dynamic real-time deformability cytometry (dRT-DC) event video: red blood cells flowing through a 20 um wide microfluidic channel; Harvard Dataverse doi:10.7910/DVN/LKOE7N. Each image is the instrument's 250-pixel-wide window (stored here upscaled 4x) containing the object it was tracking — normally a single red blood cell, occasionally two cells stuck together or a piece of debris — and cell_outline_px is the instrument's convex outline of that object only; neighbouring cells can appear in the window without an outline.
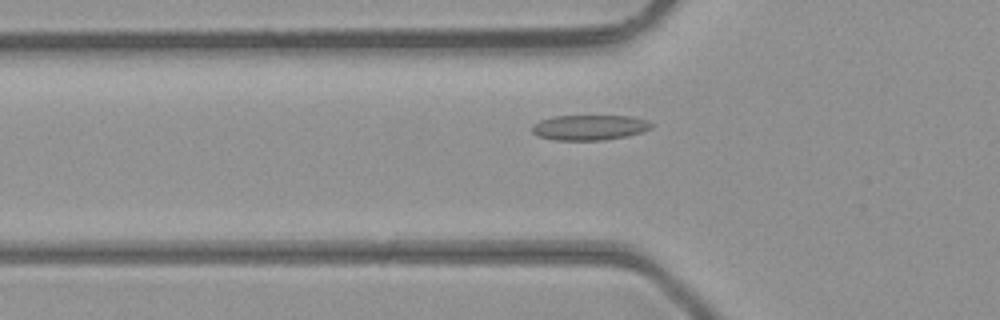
{"species": "common noctule bat (a hibernating species)", "species_latin": "Nyctalus noctula", "temperature_condition": "room temperature", "stored_images_in_passage": 42, "camera_frame_rate_fps": 3000, "um_per_image_px": 0.085, "animal": {"sex": "male", "body_mass_g": 23.1, "forearm_length_mm": 52.7}, "frame": {"image": 1, "passage_image": 11, "time_ms": 3.333, "image_size_px": [1000, 320], "cell_outline_px": [[652, 128], [628, 136], [604, 140], [556, 140], [536, 136], [532, 132], [532, 124], [540, 120], [552, 116], [632, 116], [648, 120], [652, 124]], "centroid_in_image_um": [50.09, 10.83], "position_along_channel_um": 75.7, "area_um2": 17.69}}
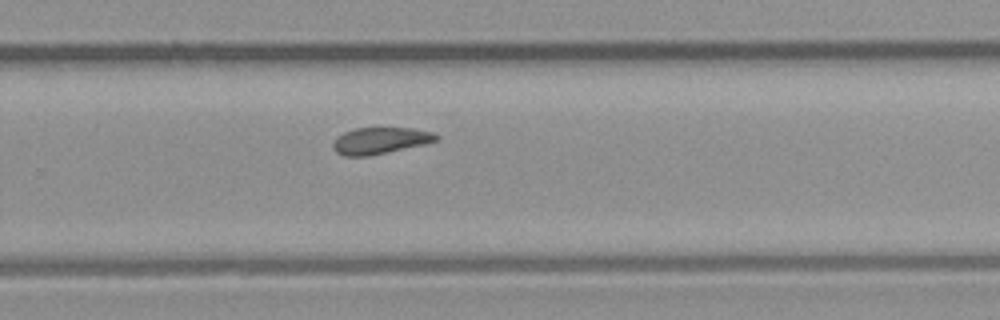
{"frame": {"image": 2, "passage_image": 26, "time_ms": 8.333, "image_size_px": [1000, 320], "cell_outline_px": [[440, 140], [424, 144], [368, 156], [344, 156], [336, 152], [332, 148], [332, 144], [336, 136], [344, 132], [356, 128], [412, 128], [432, 132], [440, 136]], "centroid_in_image_um": [32.3, 11.95], "position_along_channel_um": 297.5, "area_um2": 16.01}}
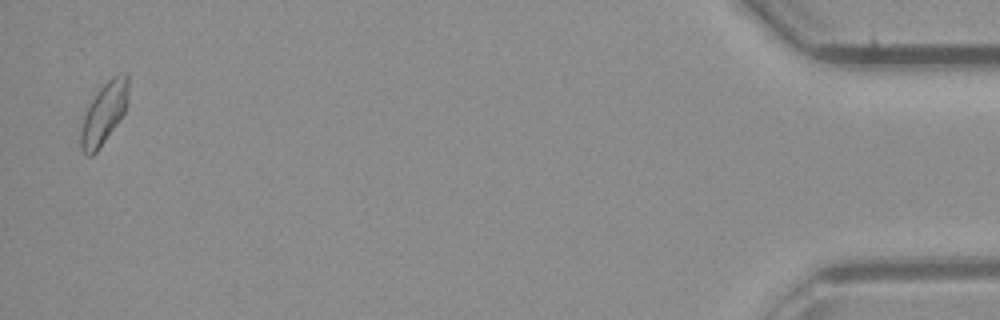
{"frame": {"image": 3, "passage_image": 41, "time_ms": 13.333, "image_size_px": [1000, 320], "cell_outline_px": [[128, 100], [124, 112], [116, 124], [96, 152], [92, 156], [88, 156], [80, 148], [80, 128], [84, 116], [96, 92], [112, 76], [124, 72], [128, 72]], "centroid_in_image_um": [8.84, 9.6], "position_along_channel_um": 426.4, "area_um2": 16.82}, "authors_computed_cell_mechanics": {"area_um2": 16.762, "velocity_mm_per_s": 4.4256, "shape_relaxation_time_tau1_ms": null, "shape_relaxation_time_tau2_ms": 7.6868, "deformation_change_tau1": null, "deformation_change_tau2": 0.1217}}